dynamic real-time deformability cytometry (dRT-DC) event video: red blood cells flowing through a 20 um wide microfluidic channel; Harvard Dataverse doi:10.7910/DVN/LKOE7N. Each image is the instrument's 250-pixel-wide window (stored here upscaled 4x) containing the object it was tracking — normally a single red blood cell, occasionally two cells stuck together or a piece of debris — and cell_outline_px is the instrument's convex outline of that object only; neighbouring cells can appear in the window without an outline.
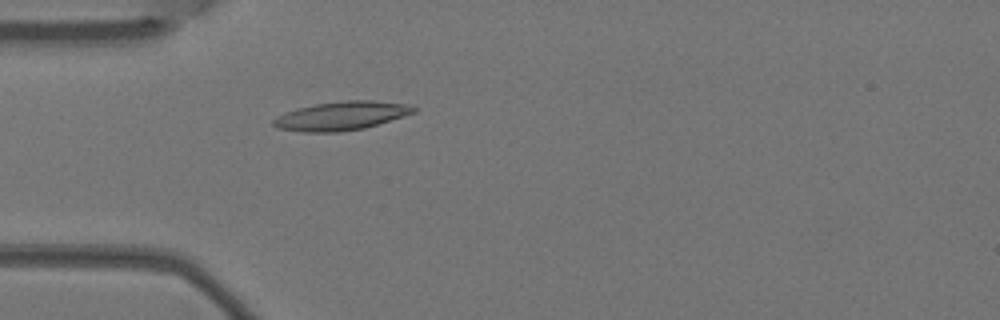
{"species": "Egyptian fruit bat (a non-hibernating species)", "species_latin": "Rousettus aegyptiacus", "temperature_condition": "warm", "stored_images_in_passage": 4, "camera_frame_rate_fps": 3000, "um_per_image_px": 0.085, "animal": {"sex": "female"}, "frame": {"image": 1, "passage_image": 4, "time_ms": 1.0, "image_size_px": [1000, 320], "cell_outline_px": [[416, 112], [404, 116], [364, 128], [340, 132], [304, 132], [276, 128], [272, 124], [272, 120], [276, 116], [284, 112], [296, 108], [316, 104], [344, 100], [372, 100], [408, 104], [416, 108]], "centroid_in_image_um": [28.98, 9.84], "position_along_channel_um": 56.0, "area_um2": 23.58}}